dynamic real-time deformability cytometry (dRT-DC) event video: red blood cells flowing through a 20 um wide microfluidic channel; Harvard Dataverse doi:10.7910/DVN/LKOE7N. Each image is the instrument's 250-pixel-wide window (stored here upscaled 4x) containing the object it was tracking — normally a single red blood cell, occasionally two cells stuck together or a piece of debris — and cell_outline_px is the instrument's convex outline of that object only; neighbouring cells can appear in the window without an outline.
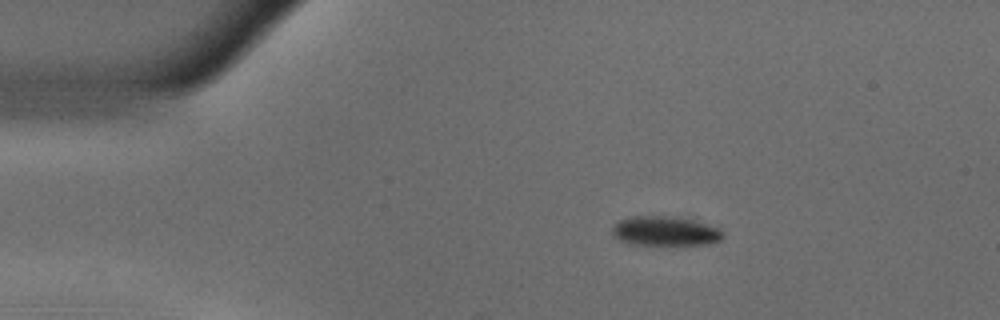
{"species": "common noctule bat (a hibernating species)", "species_latin": "Nyctalus noctula", "temperature_condition": "warm", "stored_images_in_passage": 46, "camera_frame_rate_fps": 3000, "um_per_image_px": 0.085, "animal": {"sex": "male", "body_mass_g": 18.8}, "frame": {"image": 1, "passage_image": 1, "time_ms": 0.0, "image_size_px": [1000, 320], "cell_outline_px": [[724, 236], [720, 240], [708, 244], [636, 244], [620, 240], [612, 236], [612, 224], [620, 220], [636, 216], [668, 216], [692, 220], [716, 228]], "centroid_in_image_um": [56.47, 19.64], "position_along_channel_um": 28.5, "area_um2": 18.5}}
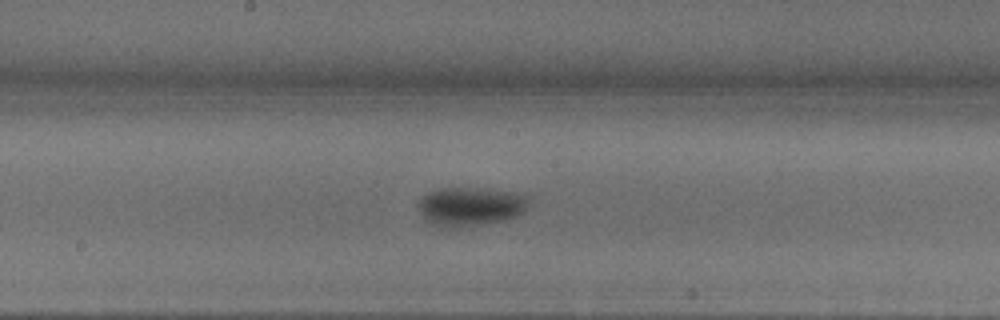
{"frame": {"image": 2, "passage_image": 20, "time_ms": 6.333, "image_size_px": [1000, 320], "cell_outline_px": [[532, 200], [524, 212], [520, 216], [504, 220], [460, 228], [448, 228], [424, 220], [420, 212], [420, 200], [428, 192], [436, 188], [472, 188], [512, 192], [532, 196]], "centroid_in_image_um": [40.06, 17.55], "position_along_channel_um": 208.1, "area_um2": 25.2}}
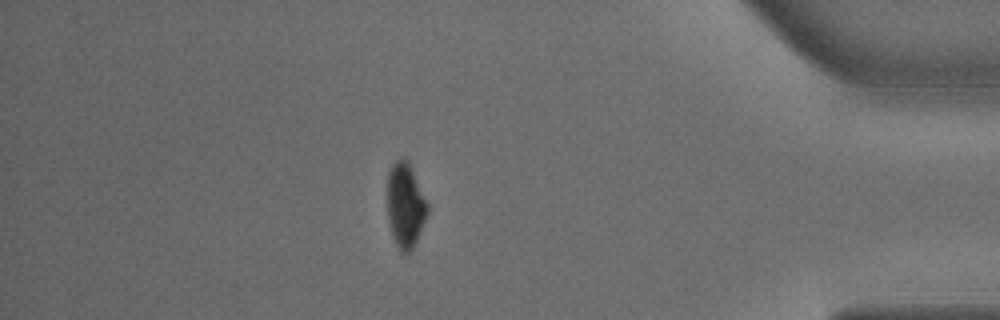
{"frame": {"image": 3, "passage_image": 39, "time_ms": 12.667, "image_size_px": [1000, 320], "cell_outline_px": [[428, 212], [416, 240], [412, 248], [404, 256], [400, 252], [392, 236], [388, 220], [388, 172], [392, 164], [396, 160], [404, 156], [408, 160], [428, 204]], "centroid_in_image_um": [34.44, 17.44], "position_along_channel_um": 400.8, "area_um2": 19.71}, "authors_computed_cell_mechanics": {"area_um2": 22.6576, "velocity_mm_per_s": 3.6741, "shape_relaxation_time_tau1_ms": 3.0807, "shape_relaxation_time_tau2_ms": null, "deformation_change_tau1": 0.1512, "deformation_change_tau2": null}}